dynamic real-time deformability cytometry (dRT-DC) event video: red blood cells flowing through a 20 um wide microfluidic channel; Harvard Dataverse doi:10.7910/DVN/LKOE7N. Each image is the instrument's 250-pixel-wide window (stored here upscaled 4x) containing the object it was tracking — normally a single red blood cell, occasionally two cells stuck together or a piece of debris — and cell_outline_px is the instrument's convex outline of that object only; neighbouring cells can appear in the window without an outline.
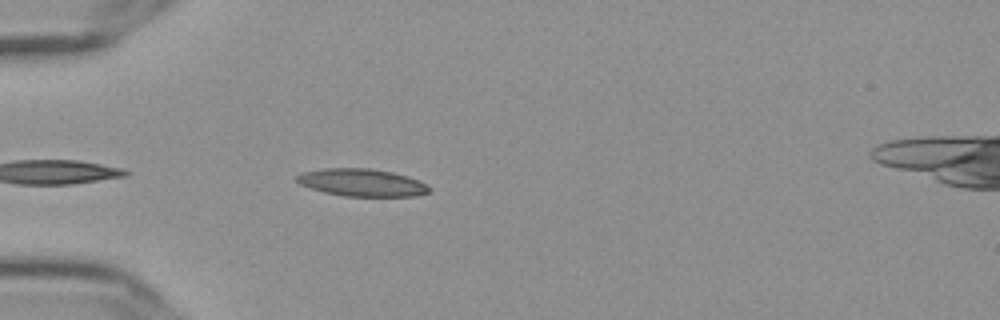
{"species": "Egyptian fruit bat (a non-hibernating species)", "species_latin": "Rousettus aegyptiacus", "temperature_condition": "cold", "stored_images_in_passage": 41, "camera_frame_rate_fps": 3000, "um_per_image_px": 0.085, "frame": {"image": 1, "passage_image": 4, "time_ms": 1.0, "image_size_px": [1000, 320], "cell_outline_px": [[432, 188], [428, 192], [416, 196], [344, 196], [324, 192], [300, 184], [296, 180], [296, 176], [304, 172], [324, 168], [368, 168], [392, 172], [408, 176], [428, 184]], "centroid_in_image_um": [30.8, 15.52], "position_along_channel_um": 54.2, "area_um2": 21.15}}
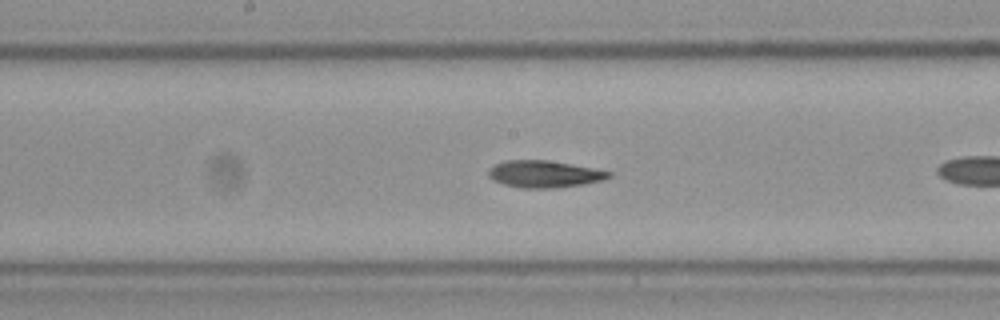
{"frame": {"image": 2, "passage_image": 14, "time_ms": 4.333, "image_size_px": [1000, 320], "cell_outline_px": [[612, 176], [604, 180], [584, 184], [556, 188], [520, 188], [504, 184], [492, 180], [488, 176], [488, 168], [504, 160], [548, 160], [592, 168], [612, 172]], "centroid_in_image_um": [46.24, 14.8], "position_along_channel_um": 202.0, "area_um2": 19.02}}
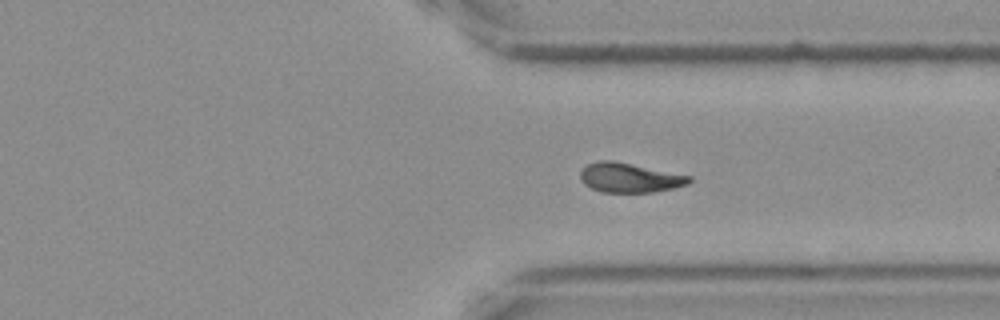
{"frame": {"image": 3, "passage_image": 27, "time_ms": 8.667, "image_size_px": [1000, 320], "cell_outline_px": [[692, 180], [688, 184], [672, 188], [652, 192], [604, 192], [592, 188], [584, 184], [580, 176], [580, 172], [588, 164], [600, 160], [612, 160], [692, 176]], "centroid_in_image_um": [53.53, 15.1], "position_along_channel_um": 357.9, "area_um2": 18.5}, "authors_computed_cell_mechanics": {"area_um2": 18.9006, "velocity_mm_per_s": 3.6073, "shape_relaxation_time_tau1_ms": 6.1894, "shape_relaxation_time_tau2_ms": 2.6216, "deformation_change_tau1": 0.1724, "deformation_change_tau2": 0.0753}}